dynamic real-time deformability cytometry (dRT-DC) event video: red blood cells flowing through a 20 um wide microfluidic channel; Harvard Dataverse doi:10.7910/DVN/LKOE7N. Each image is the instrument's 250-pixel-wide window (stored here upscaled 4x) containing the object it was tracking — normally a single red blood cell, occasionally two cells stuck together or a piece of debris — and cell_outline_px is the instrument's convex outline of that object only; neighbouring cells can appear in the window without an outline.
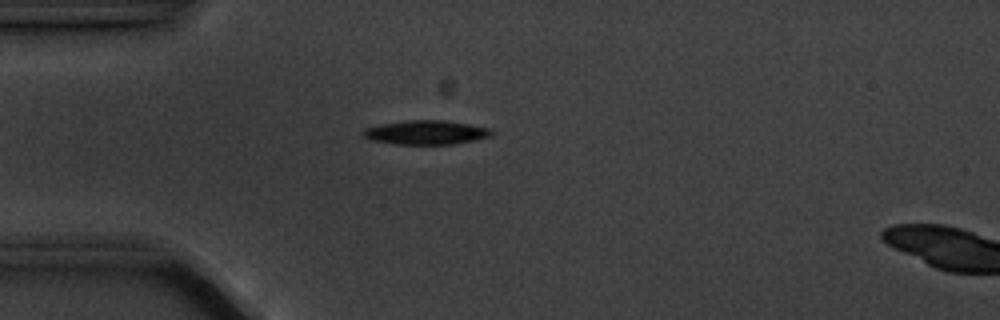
{"species": "common noctule bat (a hibernating species)", "species_latin": "Nyctalus noctula", "temperature_condition": "cold", "stored_images_in_passage": 4, "camera_frame_rate_fps": 3000, "um_per_image_px": 0.085, "animal": {"sex": "male", "body_mass_g": 20.1, "forearm_length_mm": 53.5}, "frame": {"image": 1, "passage_image": 4, "time_ms": 4.333, "image_size_px": [1000, 320], "cell_outline_px": [[496, 132], [492, 136], [476, 140], [452, 144], [396, 144], [372, 140], [364, 136], [364, 128], [380, 124], [408, 120], [440, 120], [468, 124], [492, 128]], "centroid_in_image_um": [36.28, 11.25], "position_along_channel_um": 48.7, "area_um2": 18.03}}